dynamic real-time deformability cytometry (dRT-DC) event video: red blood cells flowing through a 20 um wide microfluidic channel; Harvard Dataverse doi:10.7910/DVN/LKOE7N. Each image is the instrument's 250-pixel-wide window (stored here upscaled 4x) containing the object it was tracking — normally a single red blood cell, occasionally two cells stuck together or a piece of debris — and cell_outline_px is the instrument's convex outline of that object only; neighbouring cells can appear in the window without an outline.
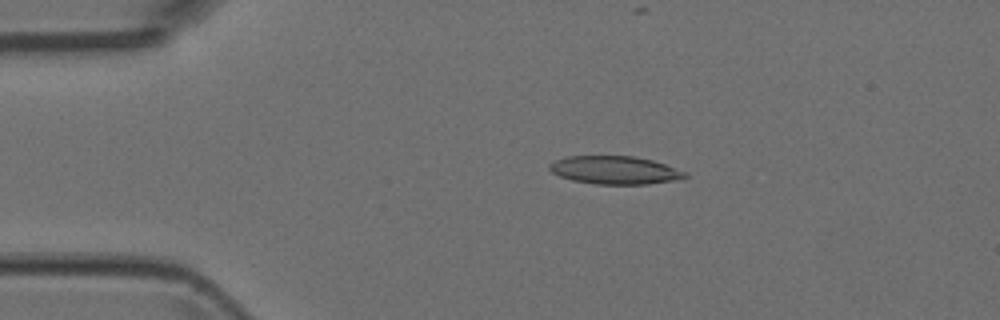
{"species": "Egyptian fruit bat (a non-hibernating species)", "species_latin": "Rousettus aegyptiacus", "temperature_condition": "room temperature", "stored_images_in_passage": 3, "camera_frame_rate_fps": 3000, "um_per_image_px": 0.085, "animal": {"sex": "female"}, "frame": {"image": 1, "passage_image": 2, "time_ms": 0.333, "image_size_px": [1000, 320], "cell_outline_px": [[688, 176], [680, 180], [648, 184], [596, 184], [572, 180], [560, 176], [552, 172], [548, 168], [548, 164], [556, 160], [568, 156], [636, 156], [652, 160], [688, 172]], "centroid_in_image_um": [52.3, 14.46], "position_along_channel_um": 32.7, "area_um2": 22.31}}